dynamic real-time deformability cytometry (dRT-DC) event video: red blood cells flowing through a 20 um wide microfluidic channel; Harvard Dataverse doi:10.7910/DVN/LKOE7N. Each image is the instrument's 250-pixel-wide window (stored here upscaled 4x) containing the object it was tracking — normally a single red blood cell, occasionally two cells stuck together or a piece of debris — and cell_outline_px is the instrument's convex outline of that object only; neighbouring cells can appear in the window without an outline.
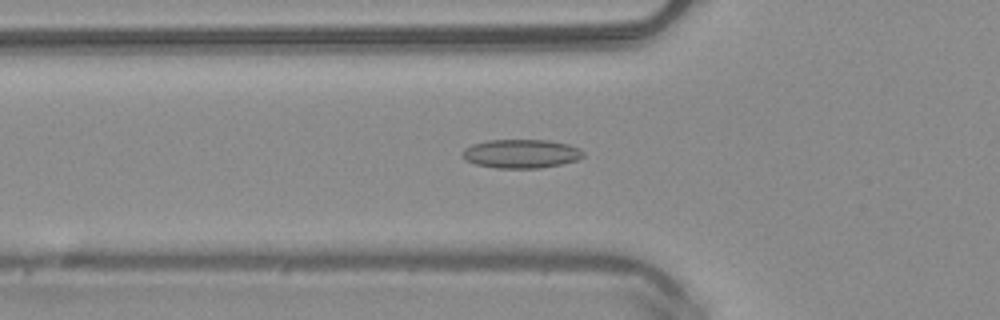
{"species": "common noctule bat (a hibernating species)", "species_latin": "Nyctalus noctula", "temperature_condition": "warm", "stored_images_in_passage": 51, "camera_frame_rate_fps": 3000, "um_per_image_px": 0.085, "animal": {"sex": "male", "body_mass_g": 20.4}, "frame": {"image": 1, "passage_image": 18, "time_ms": 5.667, "image_size_px": [1000, 320], "cell_outline_px": [[584, 156], [576, 160], [560, 164], [540, 168], [496, 168], [476, 164], [464, 160], [460, 156], [464, 148], [472, 144], [488, 140], [548, 140], [568, 144], [580, 148], [584, 152]], "centroid_in_image_um": [44.27, 13.06], "position_along_channel_um": 81.5, "area_um2": 20.4}}
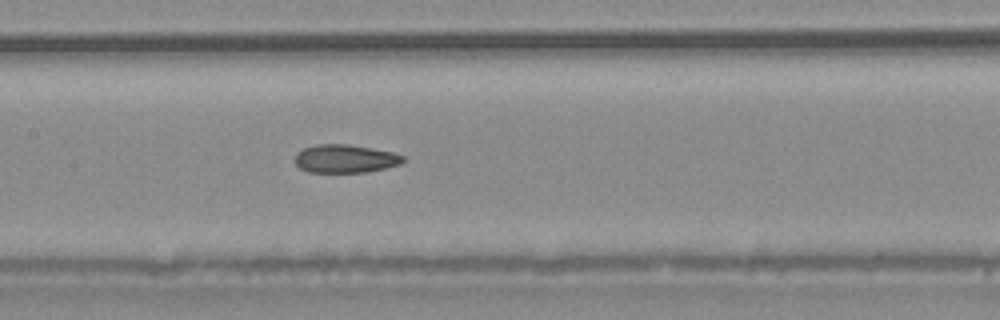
{"frame": {"image": 2, "passage_image": 25, "time_ms": 8.0, "image_size_px": [1000, 320], "cell_outline_px": [[404, 160], [400, 164], [368, 172], [308, 172], [300, 168], [296, 164], [296, 152], [304, 148], [316, 144], [348, 144], [372, 148], [392, 152], [404, 156]], "centroid_in_image_um": [29.33, 13.48], "position_along_channel_um": 178.1, "area_um2": 17.74}}
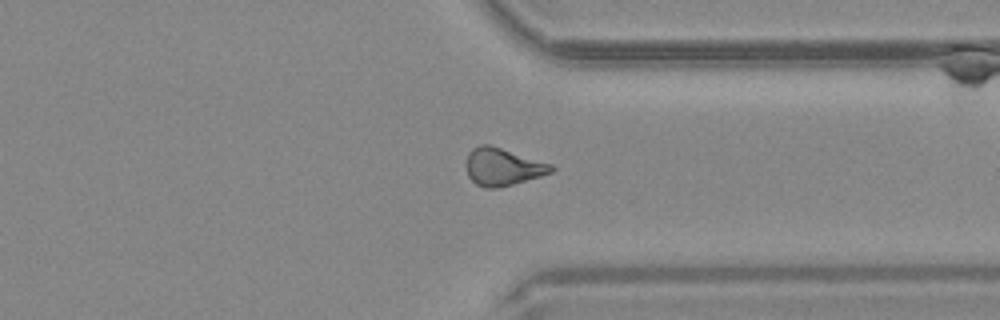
{"frame": {"image": 3, "passage_image": 39, "time_ms": 12.667, "image_size_px": [1000, 320], "cell_outline_px": [[556, 168], [552, 172], [540, 176], [512, 184], [496, 188], [484, 188], [476, 184], [468, 176], [464, 164], [468, 152], [472, 148], [480, 144], [488, 144], [552, 164]], "centroid_in_image_um": [42.68, 14.17], "position_along_channel_um": 368.7, "area_um2": 18.61}, "authors_computed_cell_mechanics": {"area_um2": 18.785, "velocity_mm_per_s": 4.0927, "shape_relaxation_time_tau1_ms": null, "shape_relaxation_time_tau2_ms": 4.8739, "deformation_change_tau1": null, "deformation_change_tau2": 0.1405}}